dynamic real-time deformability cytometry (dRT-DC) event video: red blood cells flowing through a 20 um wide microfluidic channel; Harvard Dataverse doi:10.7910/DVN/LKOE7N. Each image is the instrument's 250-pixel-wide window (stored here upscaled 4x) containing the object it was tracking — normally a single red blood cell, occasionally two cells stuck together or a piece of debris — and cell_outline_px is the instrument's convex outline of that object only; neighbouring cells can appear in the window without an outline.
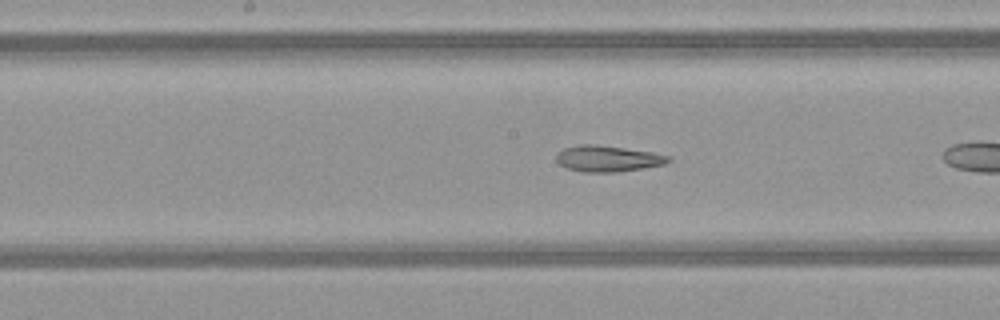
{"species": "common noctule bat (a hibernating species)", "species_latin": "Nyctalus noctula", "temperature_condition": "warm", "stored_images_in_passage": 11, "camera_frame_rate_fps": 3000, "um_per_image_px": 0.085, "animal": {"sex": "female", "body_mass_g": 21.9}, "frame": {"image": 1, "passage_image": 10, "time_ms": 3.0, "image_size_px": [1000, 320], "cell_outline_px": [[672, 160], [664, 164], [644, 168], [616, 172], [584, 172], [568, 168], [560, 164], [556, 160], [556, 152], [564, 148], [576, 144], [596, 144], [652, 152], [672, 156]], "centroid_in_image_um": [51.66, 13.47], "position_along_channel_um": 196.5, "area_um2": 17.17}}